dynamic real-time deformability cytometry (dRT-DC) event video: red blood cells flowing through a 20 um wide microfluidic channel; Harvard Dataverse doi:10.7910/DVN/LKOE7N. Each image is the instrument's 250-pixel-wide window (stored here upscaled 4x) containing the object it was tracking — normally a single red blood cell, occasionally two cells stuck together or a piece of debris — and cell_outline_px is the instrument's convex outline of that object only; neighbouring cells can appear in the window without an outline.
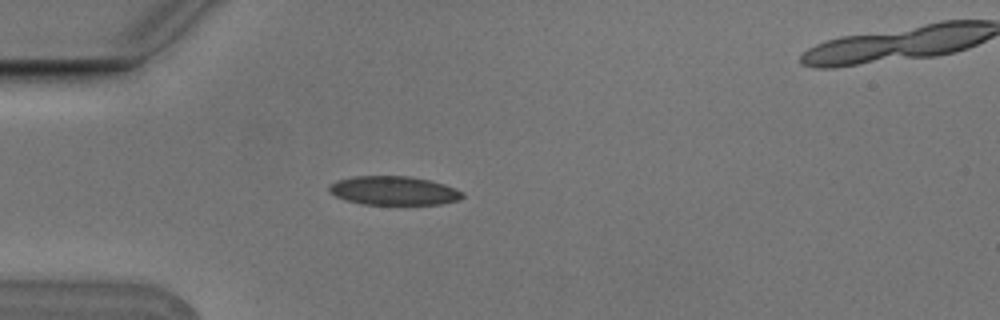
{"species": "Egyptian fruit bat (a non-hibernating species)", "species_latin": "Rousettus aegyptiacus", "temperature_condition": "cold", "stored_images_in_passage": 4, "camera_frame_rate_fps": 3000, "um_per_image_px": 0.085, "animal": {"sex": "male"}, "frame": {"image": 1, "passage_image": 3, "time_ms": 0.667, "image_size_px": [1000, 320], "cell_outline_px": [[464, 196], [460, 200], [440, 204], [364, 204], [344, 200], [328, 192], [328, 184], [336, 180], [356, 176], [408, 176], [428, 180], [444, 184], [456, 188], [464, 192]], "centroid_in_image_um": [33.45, 16.2], "position_along_channel_um": 51.5, "area_um2": 22.54}}